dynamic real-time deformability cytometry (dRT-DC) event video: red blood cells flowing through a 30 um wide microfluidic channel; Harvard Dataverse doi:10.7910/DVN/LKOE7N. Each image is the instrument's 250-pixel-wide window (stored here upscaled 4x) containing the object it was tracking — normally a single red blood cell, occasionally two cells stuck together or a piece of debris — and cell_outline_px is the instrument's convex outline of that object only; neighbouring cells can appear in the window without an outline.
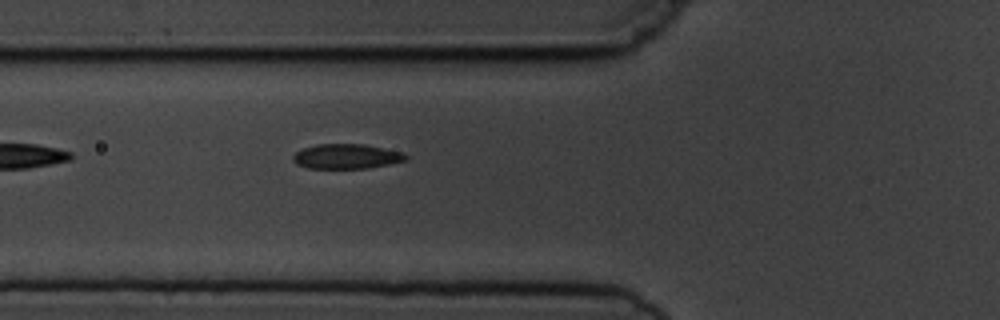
{"species": "common noctule bat (a hibernating species)", "species_latin": "Nyctalus noctula", "temperature_condition": "cold", "stored_images_in_passage": 6, "camera_frame_rate_fps": 3000, "um_per_image_px": 0.085, "animal": {"sex": "male", "body_mass_g": 19.5, "forearm_length_mm": 54.6}, "frame": {"image": 1, "passage_image": 6, "time_ms": 5.667, "image_size_px": [1000, 320], "cell_outline_px": [[408, 160], [368, 168], [308, 168], [296, 164], [292, 160], [292, 156], [296, 152], [304, 148], [316, 144], [364, 144], [404, 152], [408, 156]], "centroid_in_image_um": [29.46, 13.29], "position_along_channel_um": 96.3, "area_um2": 16.36}}